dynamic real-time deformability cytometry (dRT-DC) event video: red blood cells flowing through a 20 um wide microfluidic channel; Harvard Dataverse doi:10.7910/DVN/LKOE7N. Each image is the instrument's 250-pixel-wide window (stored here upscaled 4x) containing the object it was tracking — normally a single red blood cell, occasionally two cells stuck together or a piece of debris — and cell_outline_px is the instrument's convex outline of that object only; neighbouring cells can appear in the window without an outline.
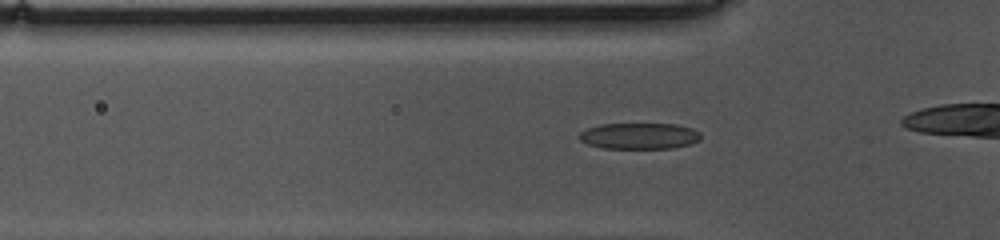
{"species": "common noctule bat (a hibernating species)", "species_latin": "Nyctalus noctula", "temperature_condition": "cold", "stored_images_in_passage": 28, "camera_frame_rate_fps": 3000, "um_per_image_px": 0.085, "animal": {"sex": "female", "body_mass_g": 10.0, "forearm_length_mm": 53.1}, "frame": {"image": 1, "passage_image": 2, "time_ms": 0.333, "image_size_px": [1000, 240], "cell_outline_px": [[700, 140], [688, 144], [672, 148], [604, 148], [588, 144], [580, 140], [580, 132], [588, 128], [600, 124], [676, 124], [692, 128], [700, 132]], "centroid_in_image_um": [54.35, 11.55], "position_along_channel_um": 71.4, "area_um2": 18.38}}
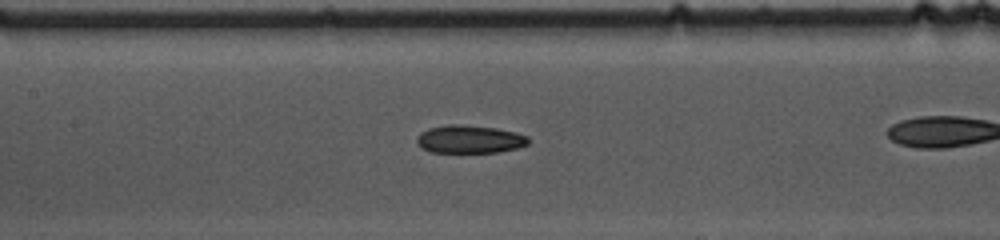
{"frame": {"image": 2, "passage_image": 10, "time_ms": 3.0, "image_size_px": [1000, 240], "cell_outline_px": [[528, 144], [516, 148], [496, 152], [428, 152], [420, 148], [416, 144], [416, 136], [420, 132], [428, 128], [448, 124], [460, 124], [496, 128], [516, 132], [528, 136]], "centroid_in_image_um": [39.85, 11.83], "position_along_channel_um": 167.6, "area_um2": 18.38}}
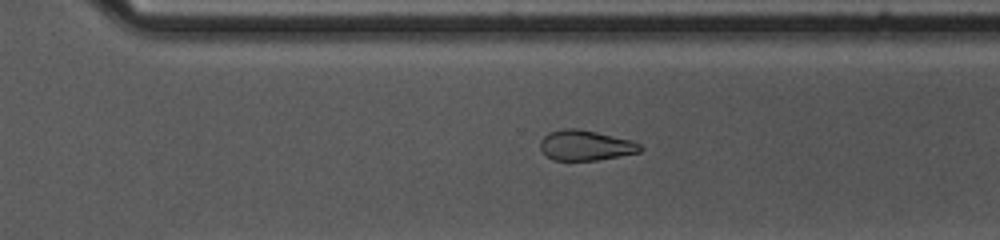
{"frame": {"image": 3, "passage_image": 23, "time_ms": 7.333, "image_size_px": [1000, 240], "cell_outline_px": [[644, 148], [640, 152], [596, 160], [552, 160], [540, 148], [540, 140], [548, 132], [564, 128], [576, 128], [596, 132], [632, 140], [640, 144]], "centroid_in_image_um": [49.77, 12.35], "position_along_channel_um": 320.8, "area_um2": 17.57}}